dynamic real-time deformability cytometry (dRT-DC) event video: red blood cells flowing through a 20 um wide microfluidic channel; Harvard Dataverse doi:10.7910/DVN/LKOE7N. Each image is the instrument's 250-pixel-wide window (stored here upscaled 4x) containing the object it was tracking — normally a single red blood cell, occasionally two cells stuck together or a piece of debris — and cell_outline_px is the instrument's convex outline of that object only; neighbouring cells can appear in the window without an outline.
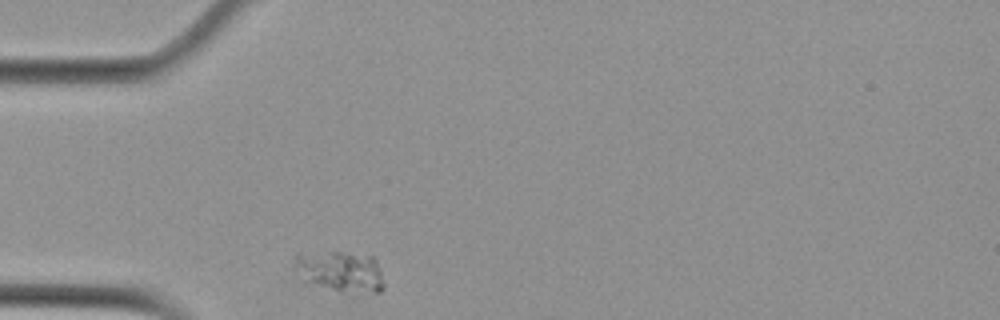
{"species": "Egyptian fruit bat (a non-hibernating species)", "species_latin": "Rousettus aegyptiacus", "temperature_condition": "cold", "stored_images_in_passage": 32, "camera_frame_rate_fps": 3000, "um_per_image_px": 0.085, "animal": {"sex": "female"}, "frame": {"image": 1, "passage_image": 1, "time_ms": 0.0, "image_size_px": [1000, 320], "cell_outline_px": [[384, 288], [380, 292], [356, 296], [352, 296], [312, 280], [292, 264], [292, 260], [296, 252], [344, 252], [372, 256], [376, 260], [380, 268], [384, 284]], "centroid_in_image_um": [29.06, 23.07], "position_along_channel_um": 55.9, "area_um2": 21.21}}
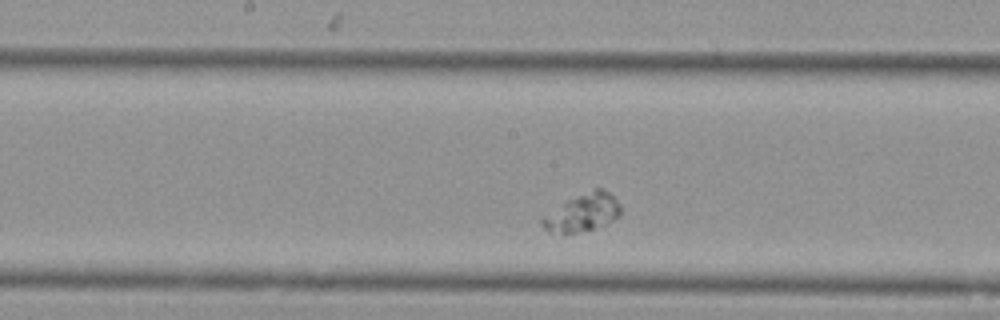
{"frame": {"image": 2, "passage_image": 14, "time_ms": 4.333, "image_size_px": [1000, 320], "cell_outline_px": [[620, 216], [596, 228], [576, 232], [548, 232], [540, 224], [540, 220], [544, 216], [568, 200], [576, 196], [596, 188], [600, 188], [608, 192], [620, 204]], "centroid_in_image_um": [49.53, 18.08], "position_along_channel_um": 198.7, "area_um2": 16.7}}
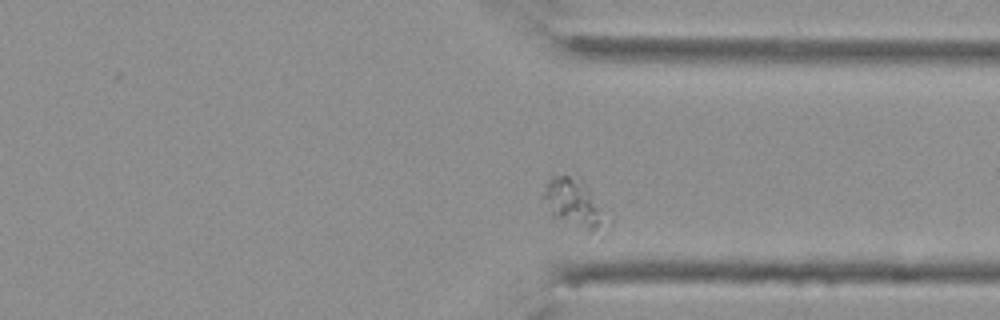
{"frame": {"image": 3, "passage_image": 28, "time_ms": 9.0, "image_size_px": [1000, 320], "cell_outline_px": [[604, 236], [552, 216], [540, 196], [544, 184], [552, 176], [564, 172], [584, 184], [604, 224]], "centroid_in_image_um": [48.59, 17.24], "position_along_channel_um": 362.8, "area_um2": 16.59}}